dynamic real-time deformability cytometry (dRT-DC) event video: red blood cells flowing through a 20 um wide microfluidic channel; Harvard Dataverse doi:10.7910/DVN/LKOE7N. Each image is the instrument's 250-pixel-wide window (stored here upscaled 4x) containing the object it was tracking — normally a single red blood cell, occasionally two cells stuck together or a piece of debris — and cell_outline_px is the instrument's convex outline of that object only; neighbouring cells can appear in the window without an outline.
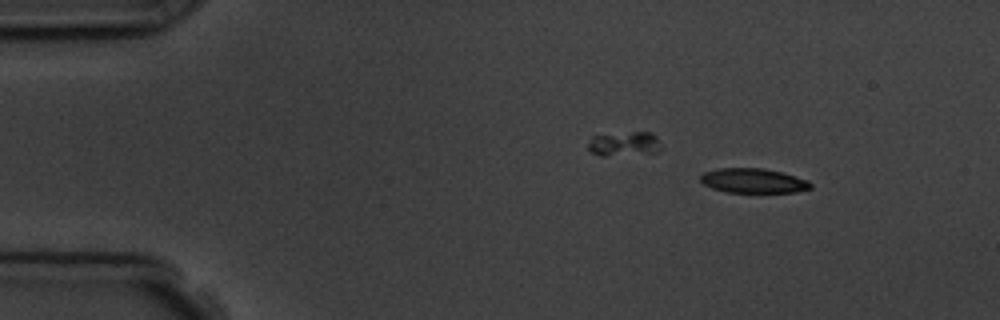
{"species": "common noctule bat (a hibernating species)", "species_latin": "Nyctalus noctula", "temperature_condition": "room temperature", "stored_images_in_passage": 12, "camera_frame_rate_fps": 3000, "um_per_image_px": 0.085, "animal": {"sex": "male", "body_mass_g": 19.5, "forearm_length_mm": 54.6}, "frame": {"image": 1, "passage_image": 3, "time_ms": 3.333, "image_size_px": [1000, 320], "cell_outline_px": [[812, 188], [796, 192], [728, 192], [712, 188], [704, 184], [700, 180], [700, 176], [704, 172], [716, 168], [764, 168], [796, 176], [808, 180], [812, 184]], "centroid_in_image_um": [64.03, 15.35], "position_along_channel_um": 21.0, "area_um2": 15.78}}
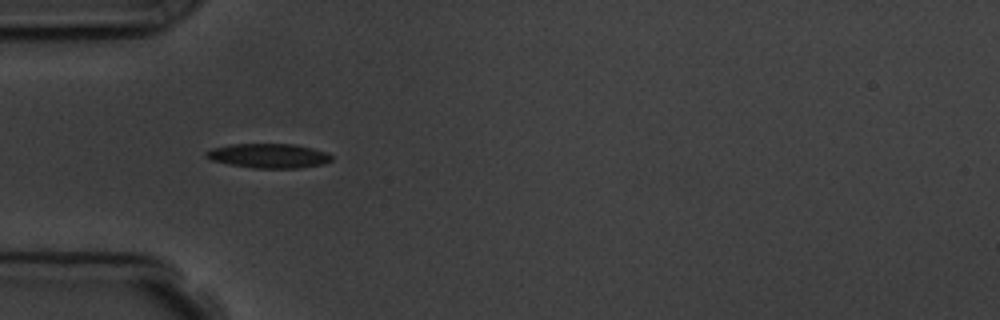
{"frame": {"image": 2, "passage_image": 6, "time_ms": 6.667, "image_size_px": [1000, 320], "cell_outline_px": [[332, 160], [324, 164], [300, 168], [252, 168], [212, 160], [204, 156], [204, 152], [212, 148], [232, 144], [296, 144], [312, 148], [324, 152], [332, 156]], "centroid_in_image_um": [22.84, 13.24], "position_along_channel_um": 62.2, "area_um2": 17.8}}